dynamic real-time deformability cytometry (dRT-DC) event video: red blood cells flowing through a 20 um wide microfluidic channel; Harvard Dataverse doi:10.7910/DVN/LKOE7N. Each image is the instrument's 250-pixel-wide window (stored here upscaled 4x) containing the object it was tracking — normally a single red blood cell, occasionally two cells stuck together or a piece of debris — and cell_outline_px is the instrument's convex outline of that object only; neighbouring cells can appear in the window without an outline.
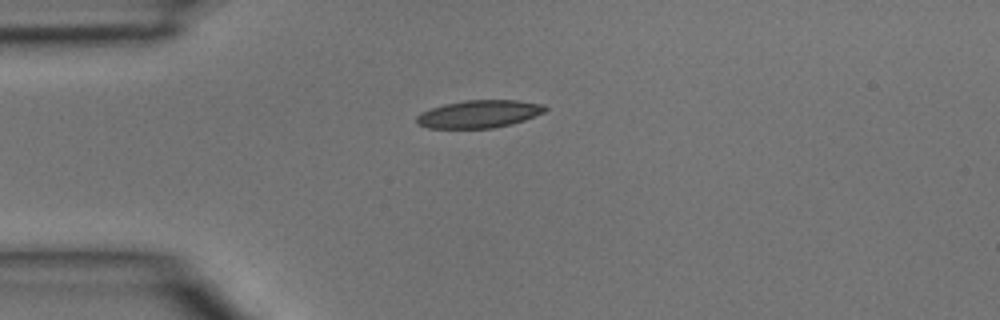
{"species": "common noctule bat (a hibernating species)", "species_latin": "Nyctalus noctula", "temperature_condition": "room temperature", "stored_images_in_passage": 1, "camera_frame_rate_fps": 3000, "um_per_image_px": 0.085, "animal": {"sex": "male", "body_mass_g": 15.6}, "frame": {"image": 1, "passage_image": 1, "time_ms": 0.0, "image_size_px": [1000, 320], "cell_outline_px": [[548, 108], [544, 112], [524, 120], [512, 124], [492, 128], [428, 128], [416, 124], [416, 116], [420, 112], [444, 104], [464, 100], [520, 100], [544, 104]], "centroid_in_image_um": [40.71, 9.68], "position_along_channel_um": 44.3, "area_um2": 20.87}}